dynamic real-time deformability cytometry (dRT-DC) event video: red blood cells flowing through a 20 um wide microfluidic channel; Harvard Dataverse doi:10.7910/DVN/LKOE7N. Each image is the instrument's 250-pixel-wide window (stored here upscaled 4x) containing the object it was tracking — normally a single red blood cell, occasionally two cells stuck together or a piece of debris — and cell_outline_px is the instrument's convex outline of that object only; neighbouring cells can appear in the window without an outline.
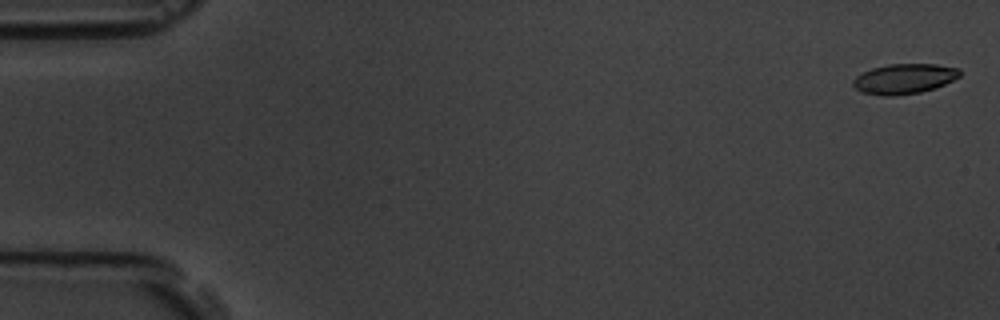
{"species": "common noctule bat (a hibernating species)", "species_latin": "Nyctalus noctula", "temperature_condition": "room temperature", "stored_images_in_passage": 7, "camera_frame_rate_fps": 3000, "um_per_image_px": 0.085, "animal": {"sex": "male", "body_mass_g": 19.5, "forearm_length_mm": 54.6}, "frame": {"image": 1, "passage_image": 1, "time_ms": 0.0, "image_size_px": [1000, 320], "cell_outline_px": [[960, 76], [936, 88], [920, 92], [896, 96], [884, 96], [860, 92], [852, 84], [852, 80], [856, 76], [872, 68], [888, 64], [936, 64], [960, 68]], "centroid_in_image_um": [76.85, 6.7], "position_along_channel_um": 8.2, "area_um2": 18.79}}
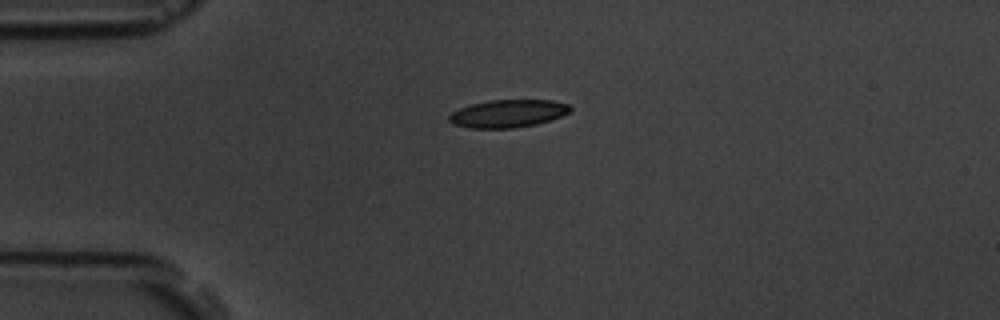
{"frame": {"image": 2, "passage_image": 5, "time_ms": 4.333, "image_size_px": [1000, 320], "cell_outline_px": [[572, 108], [568, 112], [560, 116], [536, 124], [512, 128], [472, 128], [452, 124], [448, 120], [448, 116], [452, 112], [460, 108], [472, 104], [488, 100], [552, 100], [568, 104]], "centroid_in_image_um": [43.14, 9.65], "position_along_channel_um": 41.9, "area_um2": 19.42}}
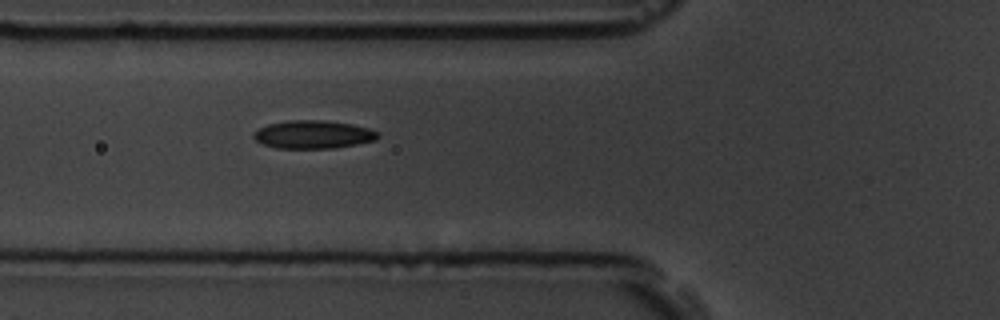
{"frame": {"image": 3, "passage_image": 7, "time_ms": 6.667, "image_size_px": [1000, 320], "cell_outline_px": [[380, 136], [376, 140], [336, 148], [276, 148], [260, 144], [252, 136], [260, 128], [268, 124], [288, 120], [320, 120], [352, 124], [368, 128], [380, 132]], "centroid_in_image_um": [26.64, 11.44], "position_along_channel_um": 99.2, "area_um2": 20.4}}